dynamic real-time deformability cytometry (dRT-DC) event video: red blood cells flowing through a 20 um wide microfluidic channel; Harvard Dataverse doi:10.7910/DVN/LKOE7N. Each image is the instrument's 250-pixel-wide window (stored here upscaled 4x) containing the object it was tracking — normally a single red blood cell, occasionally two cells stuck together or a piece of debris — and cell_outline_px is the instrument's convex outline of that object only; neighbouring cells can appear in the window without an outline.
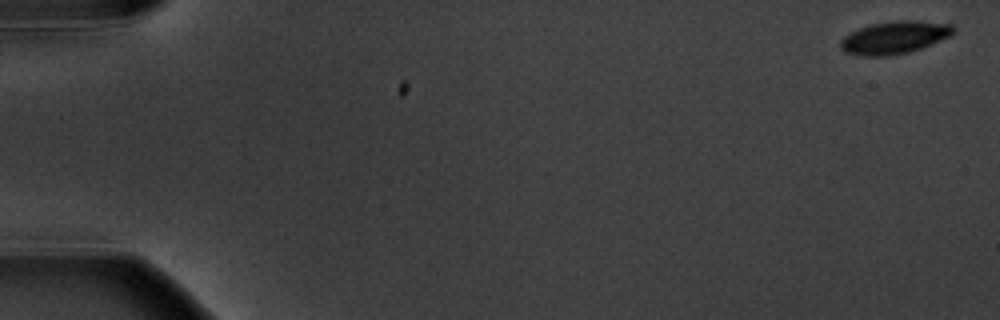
{"species": "common noctule bat (a hibernating species)", "species_latin": "Nyctalus noctula", "temperature_condition": "warm", "stored_images_in_passage": 8, "camera_frame_rate_fps": 3000, "um_per_image_px": 0.085, "animal": {"sex": "male", "body_mass_g": 20.1, "forearm_length_mm": 53.5}, "frame": {"image": 1, "passage_image": 1, "time_ms": 0.0, "image_size_px": [1000, 320], "cell_outline_px": [[956, 28], [952, 36], [920, 48], [908, 52], [888, 56], [864, 56], [844, 52], [840, 48], [840, 40], [844, 36], [860, 28], [872, 24], [900, 20], [916, 20], [952, 24]], "centroid_in_image_um": [76.06, 3.18], "position_along_channel_um": 8.9, "area_um2": 21.44}}
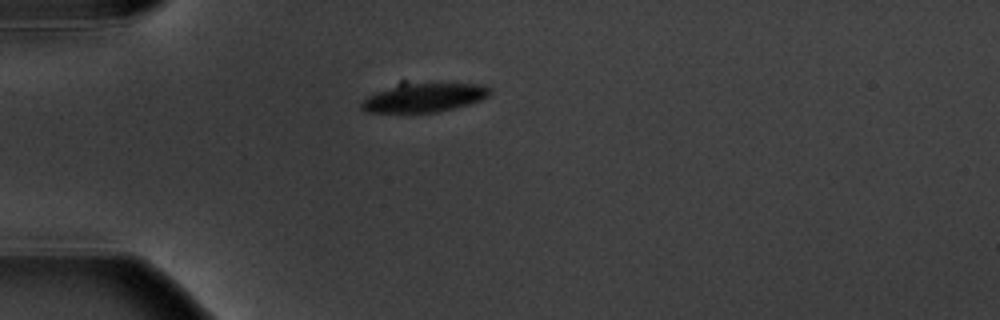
{"frame": {"image": 2, "passage_image": 5, "time_ms": 5.0, "image_size_px": [1000, 320], "cell_outline_px": [[492, 92], [488, 96], [480, 100], [468, 104], [436, 112], [368, 112], [360, 108], [360, 104], [368, 96], [400, 80], [404, 80], [484, 84], [492, 88]], "centroid_in_image_um": [36.05, 8.21], "position_along_channel_um": 48.9, "area_um2": 22.77}}
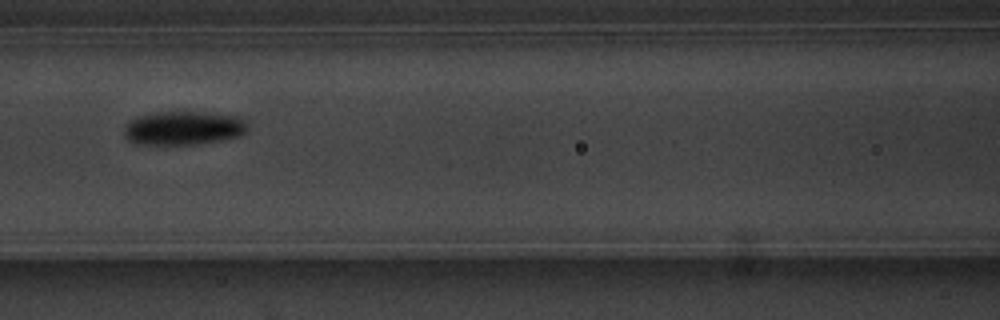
{"frame": {"image": 3, "passage_image": 8, "time_ms": 8.333, "image_size_px": [1000, 320], "cell_outline_px": [[248, 128], [240, 136], [224, 140], [196, 144], [136, 144], [128, 140], [124, 136], [124, 124], [128, 120], [136, 116], [156, 112], [200, 112], [240, 116], [248, 124]], "centroid_in_image_um": [15.57, 10.88], "position_along_channel_um": 151.0, "area_um2": 24.62}}